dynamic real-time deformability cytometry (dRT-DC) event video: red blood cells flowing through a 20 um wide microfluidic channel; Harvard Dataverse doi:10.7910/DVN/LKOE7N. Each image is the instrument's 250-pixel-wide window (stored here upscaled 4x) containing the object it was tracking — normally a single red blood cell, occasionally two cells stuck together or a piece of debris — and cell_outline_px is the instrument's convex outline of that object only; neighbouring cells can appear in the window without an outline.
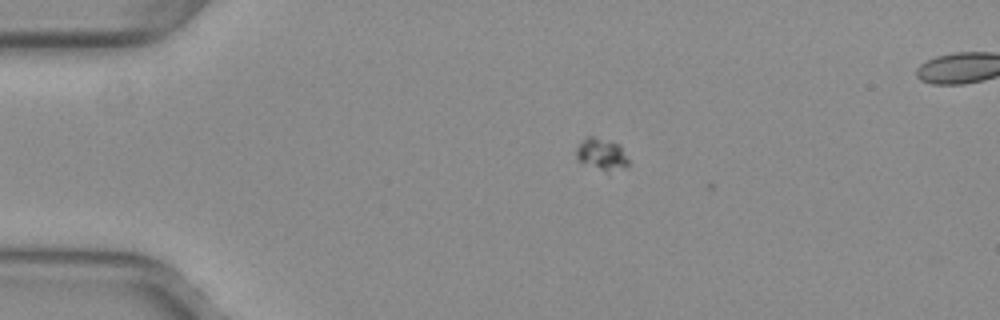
{"species": "common noctule bat (a hibernating species)", "species_latin": "Nyctalus noctula", "temperature_condition": "warm", "stored_images_in_passage": 2, "camera_frame_rate_fps": 3000, "um_per_image_px": 0.085, "animal": {"sex": "female", "body_mass_g": 29.2, "forearm_length_mm": 56.3}, "frame": {"image": 1, "passage_image": 1, "time_ms": 0.0, "image_size_px": [1000, 320], "cell_outline_px": [[628, 168], [608, 176], [576, 160], [576, 148], [588, 136], [592, 136], [620, 144], [628, 160]], "centroid_in_image_um": [51.18, 13.22], "position_along_channel_um": 33.8, "area_um2": 10.35}}